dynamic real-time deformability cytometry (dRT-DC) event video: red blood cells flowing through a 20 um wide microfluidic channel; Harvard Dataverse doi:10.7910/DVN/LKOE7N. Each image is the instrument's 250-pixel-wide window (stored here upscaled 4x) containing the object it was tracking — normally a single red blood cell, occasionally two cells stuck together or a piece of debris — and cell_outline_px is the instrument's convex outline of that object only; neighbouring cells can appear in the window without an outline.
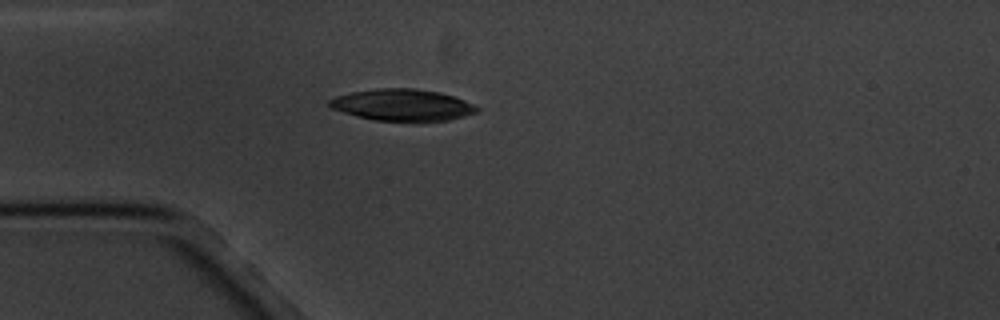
{"species": "common noctule bat (a hibernating species)", "species_latin": "Nyctalus noctula", "temperature_condition": "cold", "stored_images_in_passage": 2, "camera_frame_rate_fps": 3000, "um_per_image_px": 0.085, "animal": {"sex": "male", "body_mass_g": 20.1, "forearm_length_mm": 53.5}, "frame": {"image": 1, "passage_image": 2, "time_ms": 1.0, "image_size_px": [1000, 320], "cell_outline_px": [[480, 108], [476, 112], [464, 116], [448, 120], [376, 120], [356, 116], [332, 108], [328, 104], [328, 100], [336, 96], [352, 92], [380, 88], [412, 88], [440, 92], [464, 100]], "centroid_in_image_um": [34.19, 8.91], "position_along_channel_um": 50.8, "area_um2": 26.7}}